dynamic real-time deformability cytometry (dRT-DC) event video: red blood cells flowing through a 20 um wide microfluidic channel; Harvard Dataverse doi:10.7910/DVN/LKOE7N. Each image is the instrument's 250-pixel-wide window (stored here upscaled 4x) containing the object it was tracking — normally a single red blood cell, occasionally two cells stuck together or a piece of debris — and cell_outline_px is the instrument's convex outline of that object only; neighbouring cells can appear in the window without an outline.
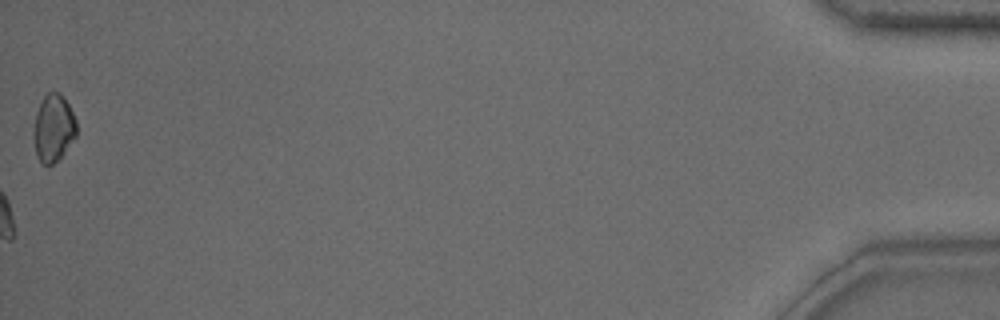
{"species": "common noctule bat (a hibernating species)", "species_latin": "Nyctalus noctula", "temperature_condition": "warm", "stored_images_in_passage": 50, "camera_frame_rate_fps": 3000, "um_per_image_px": 0.085, "animal": {"sex": "male", "body_mass_g": 15.6}, "frame": {"image": 1, "passage_image": 50, "time_ms": 16.333, "image_size_px": [1000, 320], "cell_outline_px": [[76, 136], [64, 152], [52, 164], [40, 164], [36, 156], [32, 140], [32, 132], [36, 112], [44, 96], [48, 92], [60, 92], [68, 104], [76, 120]], "centroid_in_image_um": [4.5, 10.9], "position_along_channel_um": 430.7, "area_um2": 16.94}, "authors_computed_cell_mechanics": {"area_um2": 19.7965, "velocity_mm_per_s": 4.1336, "shape_relaxation_time_tau1_ms": null, "shape_relaxation_time_tau2_ms": 5.3918, "deformation_change_tau1": null, "deformation_change_tau2": 0.0885}}